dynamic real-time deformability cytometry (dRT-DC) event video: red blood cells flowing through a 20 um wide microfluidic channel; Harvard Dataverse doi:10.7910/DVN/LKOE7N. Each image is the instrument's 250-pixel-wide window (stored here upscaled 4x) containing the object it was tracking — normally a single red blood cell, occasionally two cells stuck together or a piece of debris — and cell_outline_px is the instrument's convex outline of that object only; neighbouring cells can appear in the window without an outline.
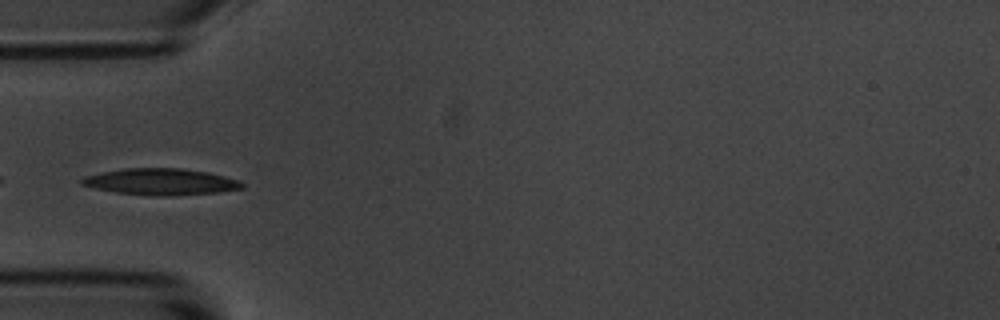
{"species": "common noctule bat (a hibernating species)", "species_latin": "Nyctalus noctula", "temperature_condition": "room temperature", "stored_images_in_passage": 4, "camera_frame_rate_fps": 3000, "um_per_image_px": 0.085, "animal": {"sex": "male", "body_mass_g": 20.1, "forearm_length_mm": 53.5}, "frame": {"image": 1, "passage_image": 4, "time_ms": 1.0, "image_size_px": [1000, 320], "cell_outline_px": [[244, 188], [220, 192], [172, 196], [152, 196], [116, 192], [96, 188], [80, 184], [80, 180], [84, 176], [100, 172], [124, 168], [184, 168], [208, 172], [240, 180], [244, 184]], "centroid_in_image_um": [13.69, 15.45], "position_along_channel_um": 71.3, "area_um2": 24.97}}